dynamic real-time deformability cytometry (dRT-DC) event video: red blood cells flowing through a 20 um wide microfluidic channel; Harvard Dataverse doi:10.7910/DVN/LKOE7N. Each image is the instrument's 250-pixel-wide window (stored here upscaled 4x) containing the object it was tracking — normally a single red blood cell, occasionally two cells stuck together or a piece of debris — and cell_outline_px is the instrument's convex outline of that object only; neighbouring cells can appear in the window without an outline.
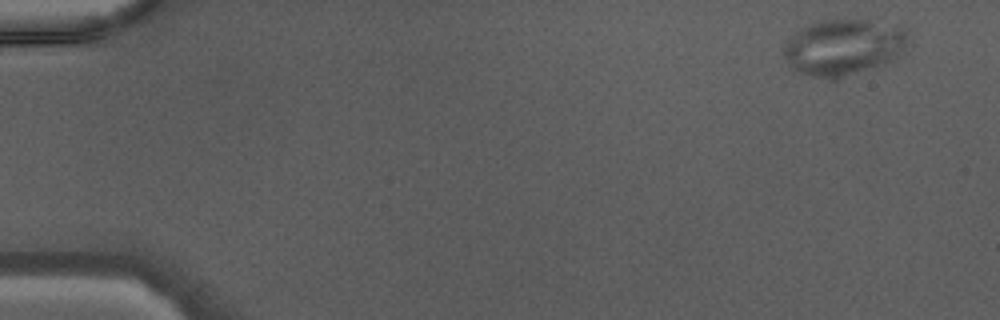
{"species": "Egyptian fruit bat (a non-hibernating species)", "species_latin": "Rousettus aegyptiacus", "temperature_condition": "warm", "stored_images_in_passage": 44, "camera_frame_rate_fps": 3000, "um_per_image_px": 0.085, "animal": {"sex": "male"}, "frame": {"image": 1, "passage_image": 1, "time_ms": 0.0, "image_size_px": [1000, 320], "cell_outline_px": [[912, 40], [892, 60], [880, 64], [848, 72], [824, 76], [812, 76], [788, 68], [784, 56], [784, 44], [800, 28], [816, 20], [868, 20], [896, 24], [904, 28], [908, 32]], "centroid_in_image_um": [71.7, 3.92], "position_along_channel_um": 13.3, "area_um2": 39.71}}
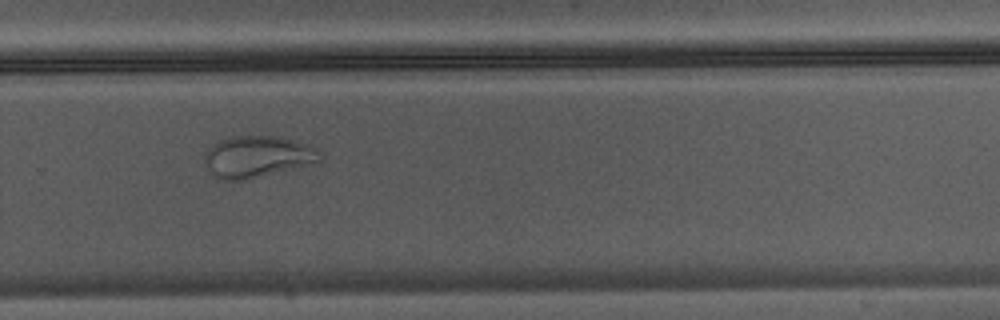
{"frame": {"image": 2, "passage_image": 30, "time_ms": 9.667, "image_size_px": [1000, 320], "cell_outline_px": [[324, 156], [320, 164], [244, 180], [216, 180], [212, 176], [204, 164], [204, 152], [220, 140], [236, 136], [276, 136], [308, 144], [320, 148]], "centroid_in_image_um": [21.96, 13.35], "position_along_channel_um": 307.8, "area_um2": 28.9}}
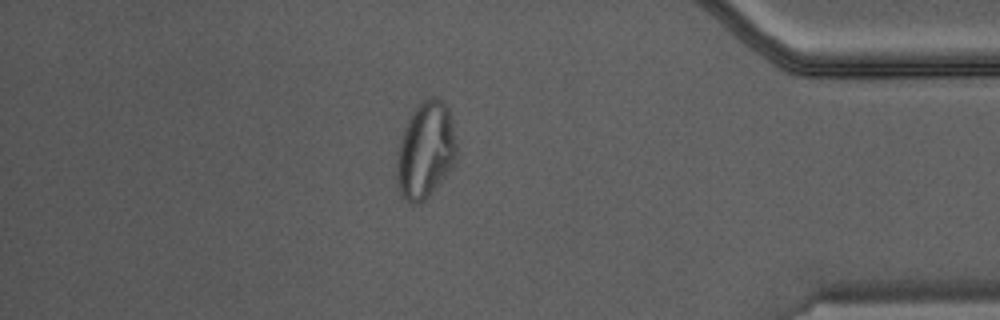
{"frame": {"image": 3, "passage_image": 38, "time_ms": 12.333, "image_size_px": [1000, 320], "cell_outline_px": [[460, 156], [452, 168], [428, 196], [420, 204], [408, 204], [400, 192], [396, 180], [396, 148], [400, 136], [408, 116], [412, 108], [420, 100], [428, 96], [436, 96], [444, 100], [452, 116], [460, 152]], "centroid_in_image_um": [36.19, 12.7], "position_along_channel_um": 399.0, "area_um2": 35.49}}